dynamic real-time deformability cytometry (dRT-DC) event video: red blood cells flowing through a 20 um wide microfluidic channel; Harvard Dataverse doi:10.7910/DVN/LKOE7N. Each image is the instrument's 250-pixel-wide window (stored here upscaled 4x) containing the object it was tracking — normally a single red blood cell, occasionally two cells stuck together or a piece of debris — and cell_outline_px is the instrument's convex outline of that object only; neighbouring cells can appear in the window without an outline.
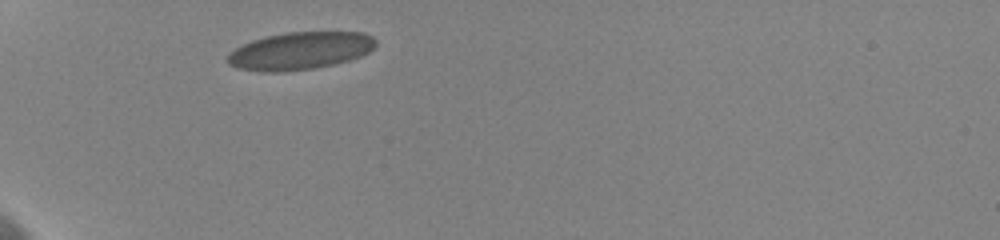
{"species": "human", "species_latin": "Homo sapiens", "temperature_condition": "cold", "stored_images_in_passage": 32, "camera_frame_rate_fps": 3000, "um_per_image_px": 0.085, "donor": {"sex": "female"}, "frame": {"image": 1, "passage_image": 1, "time_ms": 0.0, "image_size_px": [1000, 240], "cell_outline_px": [[376, 44], [368, 52], [360, 56], [348, 60], [332, 64], [312, 68], [280, 72], [264, 72], [236, 68], [228, 64], [224, 60], [236, 48], [252, 40], [264, 36], [284, 32], [364, 32], [372, 36], [376, 40]], "centroid_in_image_um": [25.47, 4.31], "position_along_channel_um": 59.5, "area_um2": 32.37}}
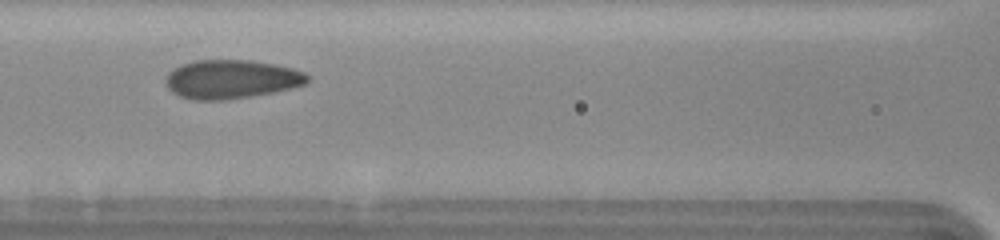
{"frame": {"image": 2, "passage_image": 10, "time_ms": 3.0, "image_size_px": [1000, 240], "cell_outline_px": [[308, 80], [304, 84], [272, 92], [248, 96], [220, 100], [196, 100], [180, 96], [172, 92], [168, 88], [164, 80], [168, 72], [180, 64], [192, 60], [252, 60], [276, 64], [292, 68], [304, 72], [308, 76]], "centroid_in_image_um": [19.6, 6.71], "position_along_channel_um": 147.0, "area_um2": 31.91}}
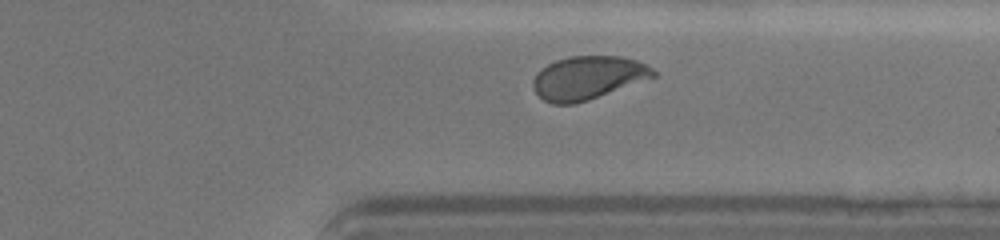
{"frame": {"image": 3, "passage_image": 28, "time_ms": 9.0, "image_size_px": [1000, 240], "cell_outline_px": [[656, 76], [588, 100], [576, 104], [552, 104], [544, 100], [532, 88], [532, 80], [536, 72], [540, 68], [556, 60], [572, 56], [620, 56], [636, 60], [648, 64], [656, 72]], "centroid_in_image_um": [49.94, 6.61], "position_along_channel_um": 361.5, "area_um2": 30.4}, "authors_computed_cell_mechanics": {"area_um2": 31.3854, "velocity_mm_per_s": 3.5768, "shape_relaxation_time_tau1_ms": 10.5262, "shape_relaxation_time_tau2_ms": 0.6577, "deformation_change_tau1": 0.2126, "deformation_change_tau2": 0.0611}}